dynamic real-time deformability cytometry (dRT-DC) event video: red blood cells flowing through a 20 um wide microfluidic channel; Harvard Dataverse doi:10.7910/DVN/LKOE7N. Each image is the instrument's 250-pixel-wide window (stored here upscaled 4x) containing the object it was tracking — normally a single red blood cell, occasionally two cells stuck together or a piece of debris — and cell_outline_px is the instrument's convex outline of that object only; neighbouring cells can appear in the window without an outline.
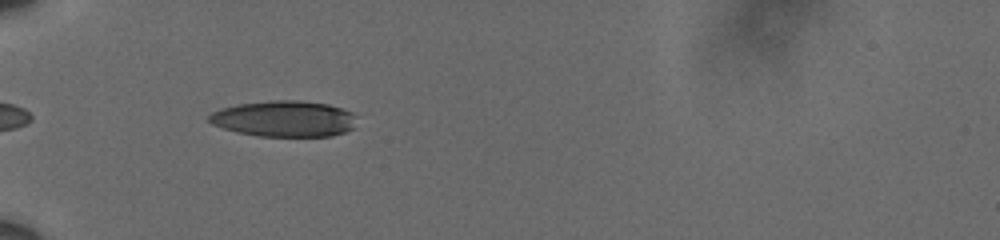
{"species": "human", "species_latin": "Homo sapiens", "temperature_condition": "cold", "stored_images_in_passage": 38, "camera_frame_rate_fps": 3000, "um_per_image_px": 0.085, "donor": {"sex": "male"}, "frame": {"image": 1, "passage_image": 3, "time_ms": 0.667, "image_size_px": [1000, 240], "cell_outline_px": [[356, 116], [352, 128], [344, 132], [332, 136], [256, 136], [236, 132], [212, 124], [208, 120], [208, 116], [212, 112], [220, 108], [240, 104], [272, 100], [296, 100], [328, 104], [352, 112]], "centroid_in_image_um": [24.14, 10.09], "position_along_channel_um": 60.9, "area_um2": 30.92}}
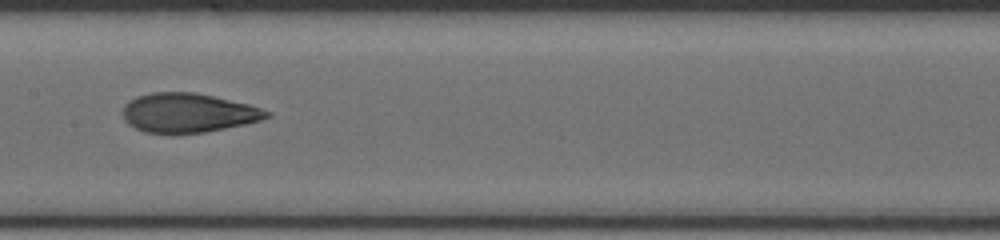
{"frame": {"image": 2, "passage_image": 15, "time_ms": 4.667, "image_size_px": [1000, 240], "cell_outline_px": [[272, 116], [260, 120], [244, 124], [204, 132], [144, 132], [128, 124], [124, 120], [124, 104], [136, 96], [152, 92], [196, 92], [248, 104], [272, 112]], "centroid_in_image_um": [15.99, 9.57], "position_along_channel_um": 191.4, "area_um2": 32.54}}
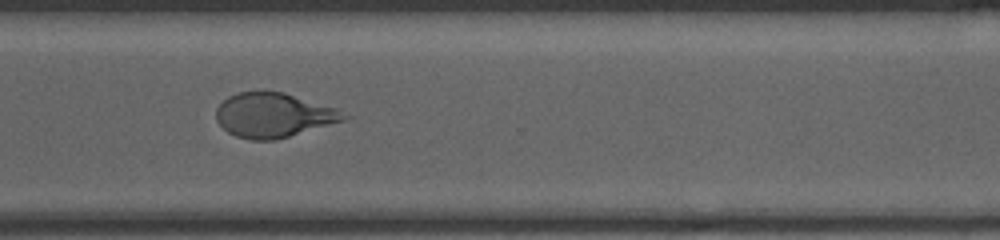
{"frame": {"image": 3, "passage_image": 28, "time_ms": 9.0, "image_size_px": [1000, 240], "cell_outline_px": [[352, 116], [344, 120], [288, 136], [272, 140], [252, 140], [236, 136], [228, 132], [216, 120], [216, 108], [228, 96], [236, 92], [284, 92], [336, 108]], "centroid_in_image_um": [23.24, 9.78], "position_along_channel_um": 347.4, "area_um2": 32.71}, "authors_computed_cell_mechanics": {"area_um2": 32.8882, "velocity_mm_per_s": 3.6186, "shape_relaxation_time_tau1_ms": 5.6762, "shape_relaxation_time_tau2_ms": 1.3654, "deformation_change_tau1": 0.196, "deformation_change_tau2": 0.0847}}